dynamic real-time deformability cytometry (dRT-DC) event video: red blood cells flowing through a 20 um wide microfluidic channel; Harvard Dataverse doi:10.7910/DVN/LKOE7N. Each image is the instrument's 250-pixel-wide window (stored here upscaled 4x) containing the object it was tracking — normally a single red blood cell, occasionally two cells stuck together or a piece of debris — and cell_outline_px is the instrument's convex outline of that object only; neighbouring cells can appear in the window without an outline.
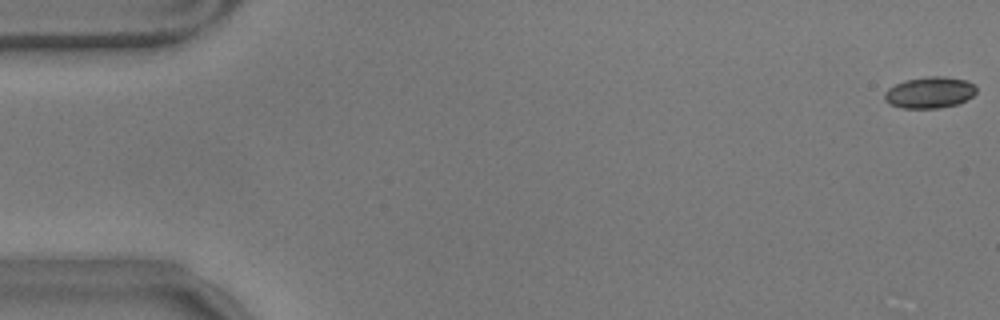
{"species": "common noctule bat (a hibernating species)", "species_latin": "Nyctalus noctula", "temperature_condition": "warm", "stored_images_in_passage": 55, "camera_frame_rate_fps": 3000, "um_per_image_px": 0.085, "animal": {"sex": "male", "body_mass_g": 17.9}, "frame": {"image": 1, "passage_image": 1, "time_ms": 0.0, "image_size_px": [1000, 320], "cell_outline_px": [[976, 92], [972, 96], [960, 104], [940, 108], [900, 108], [888, 104], [884, 100], [884, 92], [888, 88], [904, 80], [928, 76], [944, 76], [964, 80], [976, 84]], "centroid_in_image_um": [79.01, 7.87], "position_along_channel_um": 6.0, "area_um2": 17.05}}
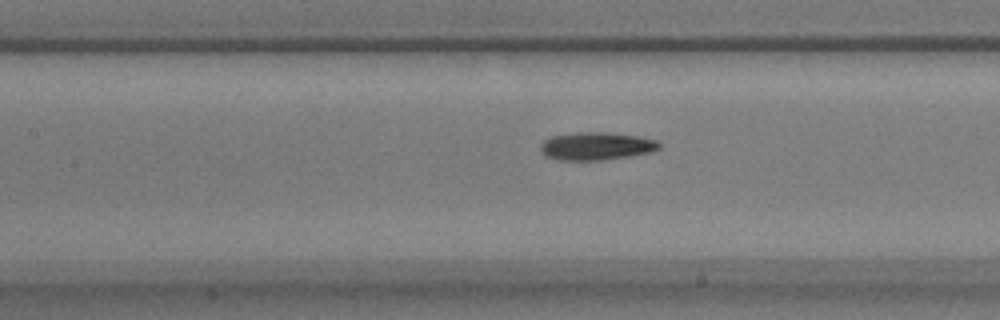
{"frame": {"image": 2, "passage_image": 26, "time_ms": 8.333, "image_size_px": [1000, 320], "cell_outline_px": [[660, 148], [648, 152], [628, 156], [600, 160], [556, 160], [544, 156], [540, 148], [540, 144], [544, 140], [552, 136], [576, 132], [604, 132], [636, 136], [656, 140], [660, 144]], "centroid_in_image_um": [50.62, 12.42], "position_along_channel_um": 156.8, "area_um2": 19.13}}
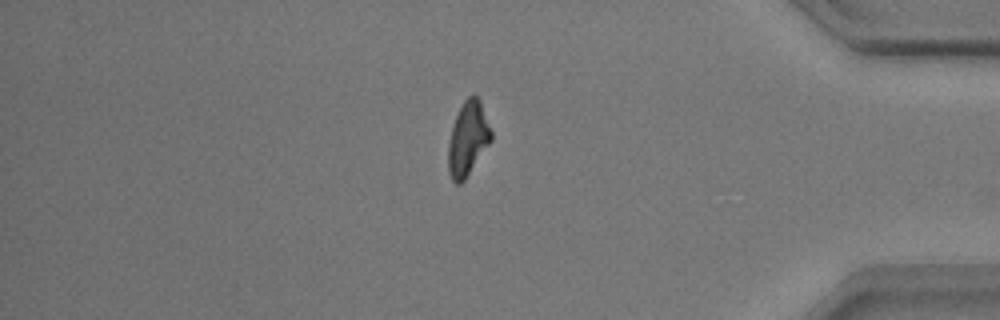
{"frame": {"image": 3, "passage_image": 49, "time_ms": 16.0, "image_size_px": [1000, 320], "cell_outline_px": [[492, 140], [464, 180], [460, 184], [456, 184], [452, 180], [448, 172], [448, 144], [452, 128], [456, 116], [464, 100], [468, 96], [476, 96], [480, 100], [492, 132]], "centroid_in_image_um": [39.77, 11.81], "position_along_channel_um": 395.4, "area_um2": 18.32}, "authors_computed_cell_mechanics": {"area_um2": 18.3226, "velocity_mm_per_s": 3.5352, "shape_relaxation_time_tau1_ms": 2.6804, "shape_relaxation_time_tau2_ms": 4.9515, "deformation_change_tau1": 0.1279, "deformation_change_tau2": 0.1419}}